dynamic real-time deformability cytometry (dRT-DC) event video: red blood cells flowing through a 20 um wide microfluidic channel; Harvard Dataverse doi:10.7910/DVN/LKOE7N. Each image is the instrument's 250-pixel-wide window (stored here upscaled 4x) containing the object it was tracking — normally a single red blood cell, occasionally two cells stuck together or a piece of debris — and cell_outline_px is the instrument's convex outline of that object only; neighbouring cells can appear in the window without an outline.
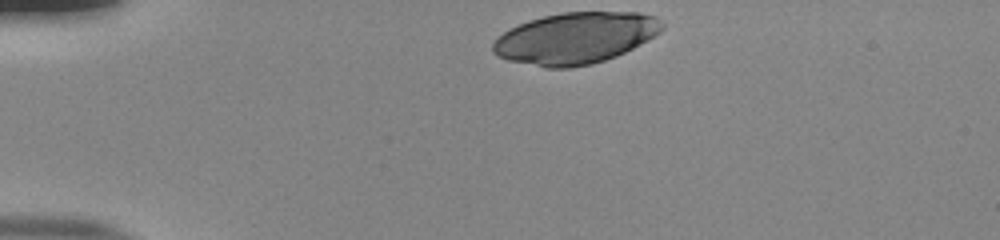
{"species": "human", "species_latin": "Homo sapiens", "temperature_condition": "room temperature", "stored_images_in_passage": 34, "camera_frame_rate_fps": 3000, "um_per_image_px": 0.085, "donor": {"sex": "male"}, "frame": {"image": 1, "passage_image": 1, "time_ms": 0.0, "image_size_px": [1000, 240], "cell_outline_px": [[664, 28], [660, 32], [632, 48], [616, 56], [592, 64], [568, 68], [548, 68], [508, 60], [492, 52], [492, 44], [504, 32], [528, 20], [544, 16], [564, 12], [636, 12], [652, 16], [664, 24]], "centroid_in_image_um": [48.9, 3.24], "position_along_channel_um": 36.1, "area_um2": 50.11}}
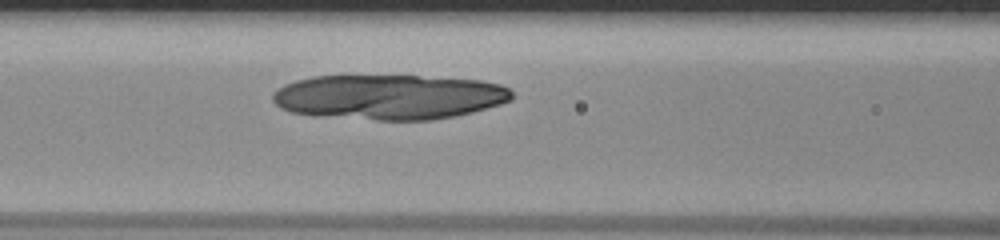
{"frame": {"image": 2, "passage_image": 13, "time_ms": 4.0, "image_size_px": [1000, 240], "cell_outline_px": [[512, 100], [500, 104], [472, 112], [432, 120], [376, 120], [316, 116], [292, 112], [280, 108], [272, 100], [272, 92], [284, 84], [296, 80], [312, 76], [344, 72], [420, 76], [480, 80], [500, 84], [508, 88], [512, 92]], "centroid_in_image_um": [32.97, 8.2], "position_along_channel_um": 133.6, "area_um2": 64.5}}
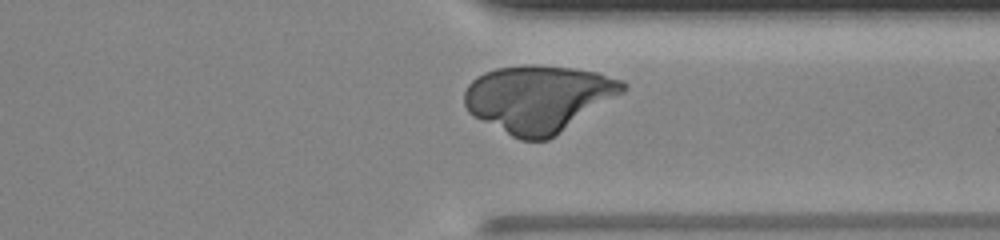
{"frame": {"image": 3, "passage_image": 31, "time_ms": 10.0, "image_size_px": [1000, 240], "cell_outline_px": [[628, 88], [624, 92], [548, 140], [520, 140], [472, 116], [468, 112], [464, 104], [464, 92], [468, 84], [476, 76], [484, 72], [496, 68], [524, 64], [536, 64], [572, 68], [600, 72], [624, 80], [628, 84]], "centroid_in_image_um": [45.77, 8.35], "position_along_channel_um": 365.6, "area_um2": 62.14}}